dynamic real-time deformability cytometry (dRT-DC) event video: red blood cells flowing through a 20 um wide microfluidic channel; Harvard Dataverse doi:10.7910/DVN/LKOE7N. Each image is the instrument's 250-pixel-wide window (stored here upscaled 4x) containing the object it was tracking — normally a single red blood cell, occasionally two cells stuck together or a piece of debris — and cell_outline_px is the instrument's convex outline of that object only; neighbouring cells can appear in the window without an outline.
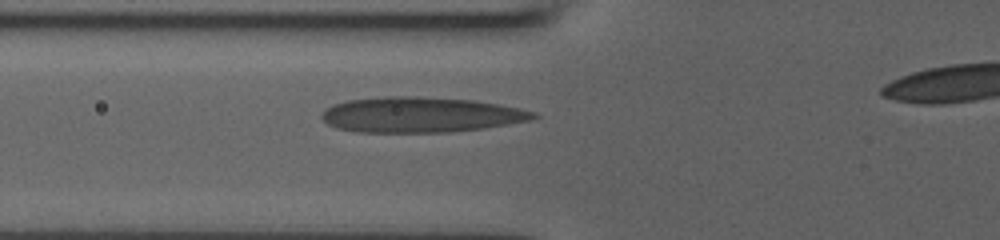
{"species": "human", "species_latin": "Homo sapiens", "temperature_condition": "room temperature", "stored_images_in_passage": 39, "camera_frame_rate_fps": 3000, "um_per_image_px": 0.085, "donor": {"sex": "male"}, "frame": {"image": 1, "passage_image": 12, "time_ms": 3.667, "image_size_px": [1000, 240], "cell_outline_px": [[540, 116], [532, 120], [484, 128], [448, 132], [356, 132], [336, 128], [328, 124], [320, 116], [324, 108], [332, 104], [348, 100], [384, 96], [416, 96], [476, 100], [500, 104], [520, 108], [536, 112]], "centroid_in_image_um": [35.76, 9.74], "position_along_channel_um": 90.0, "area_um2": 44.04}}
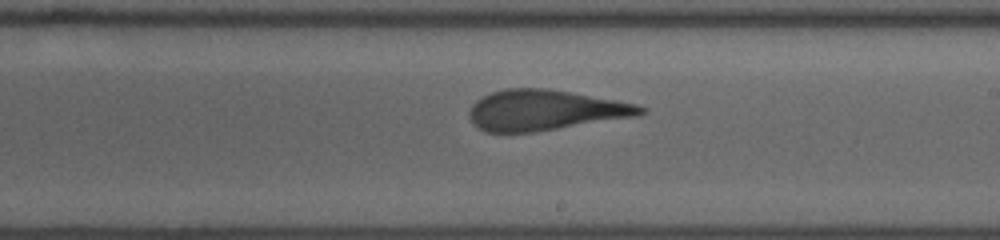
{"frame": {"image": 2, "passage_image": 23, "time_ms": 7.333, "image_size_px": [1000, 240], "cell_outline_px": [[648, 112], [636, 116], [532, 132], [484, 132], [472, 124], [468, 116], [468, 112], [472, 104], [476, 100], [492, 92], [504, 88], [548, 88], [616, 100], [636, 104], [648, 108]], "centroid_in_image_um": [46.29, 9.36], "position_along_channel_um": 242.7, "area_um2": 40.34}}
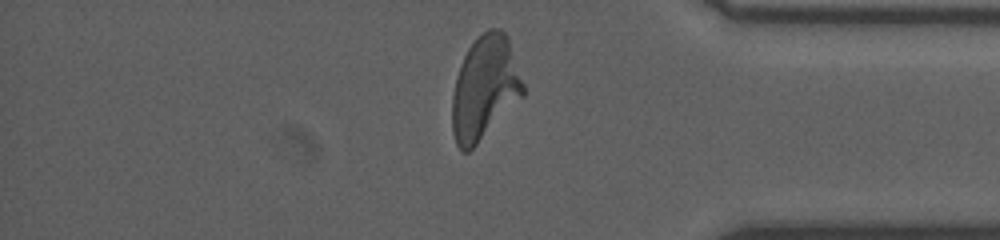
{"frame": {"image": 3, "passage_image": 35, "time_ms": 11.333, "image_size_px": [1000, 240], "cell_outline_px": [[524, 96], [468, 152], [460, 152], [456, 144], [452, 132], [452, 96], [456, 76], [460, 64], [468, 48], [488, 28], [500, 28], [508, 36], [524, 84]], "centroid_in_image_um": [41.2, 7.48], "position_along_channel_um": 394.0, "area_um2": 42.77}}